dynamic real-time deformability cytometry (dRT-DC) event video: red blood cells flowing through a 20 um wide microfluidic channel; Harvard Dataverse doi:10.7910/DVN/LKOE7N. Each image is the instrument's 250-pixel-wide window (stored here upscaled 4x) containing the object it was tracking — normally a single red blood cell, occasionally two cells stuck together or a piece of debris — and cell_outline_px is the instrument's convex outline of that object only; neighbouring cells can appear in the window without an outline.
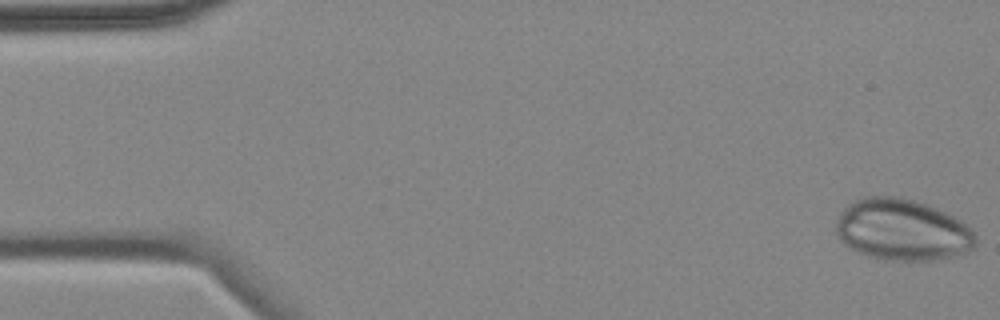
{"species": "common noctule bat (a hibernating species)", "species_latin": "Nyctalus noctula", "temperature_condition": "cold", "stored_images_in_passage": 4, "camera_frame_rate_fps": 3000, "um_per_image_px": 0.085, "animal": {"sex": "female", "body_mass_g": 18.4}, "frame": {"image": 1, "passage_image": 1, "time_ms": 0.0, "image_size_px": [1000, 320], "cell_outline_px": [[976, 248], [964, 256], [932, 260], [880, 260], [868, 256], [844, 244], [840, 240], [836, 232], [836, 220], [840, 212], [848, 204], [864, 196], [900, 196], [916, 200], [928, 204], [968, 224], [972, 228], [976, 236]], "centroid_in_image_um": [76.75, 19.55], "position_along_channel_um": 8.3, "area_um2": 50.86}}